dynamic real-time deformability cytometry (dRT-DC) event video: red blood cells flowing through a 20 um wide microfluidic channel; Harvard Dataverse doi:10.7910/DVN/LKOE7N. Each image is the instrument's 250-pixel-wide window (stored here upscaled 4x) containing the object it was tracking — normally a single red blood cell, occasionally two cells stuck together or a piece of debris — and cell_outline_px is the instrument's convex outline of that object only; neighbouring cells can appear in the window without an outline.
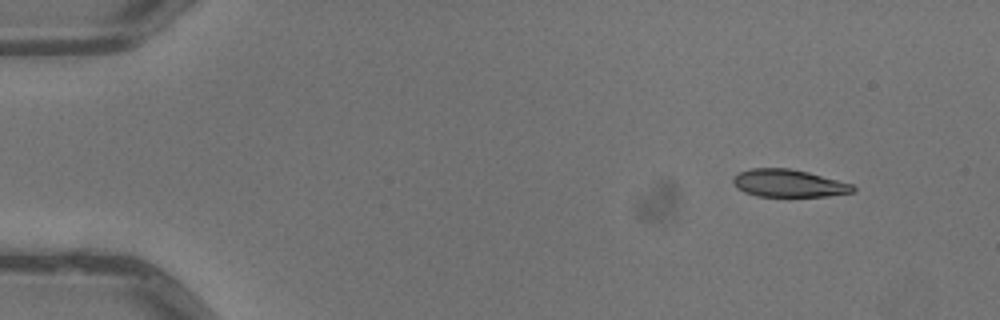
{"species": "common noctule bat (a hibernating species)", "species_latin": "Nyctalus noctula", "temperature_condition": "warm", "stored_images_in_passage": 3, "camera_frame_rate_fps": 3000, "um_per_image_px": 0.085, "animal": {"sex": "male", "body_mass_g": 13.3}, "frame": {"image": 1, "passage_image": 1, "time_ms": 0.0, "image_size_px": [1000, 320], "cell_outline_px": [[856, 192], [828, 196], [756, 196], [744, 192], [736, 188], [732, 184], [732, 176], [740, 172], [752, 168], [788, 168], [808, 172], [852, 184], [856, 188]], "centroid_in_image_um": [67.01, 15.58], "position_along_channel_um": 18.0, "area_um2": 19.36}}
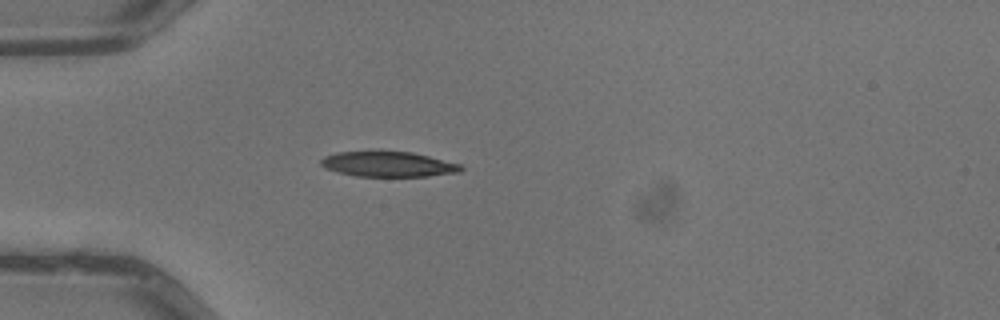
{"frame": {"image": 2, "passage_image": 3, "time_ms": 0.667, "image_size_px": [1000, 320], "cell_outline_px": [[464, 168], [460, 172], [428, 176], [356, 176], [336, 172], [324, 168], [320, 164], [320, 160], [324, 156], [336, 152], [412, 152], [460, 164]], "centroid_in_image_um": [32.97, 13.96], "position_along_channel_um": 52.0, "area_um2": 20.4}}